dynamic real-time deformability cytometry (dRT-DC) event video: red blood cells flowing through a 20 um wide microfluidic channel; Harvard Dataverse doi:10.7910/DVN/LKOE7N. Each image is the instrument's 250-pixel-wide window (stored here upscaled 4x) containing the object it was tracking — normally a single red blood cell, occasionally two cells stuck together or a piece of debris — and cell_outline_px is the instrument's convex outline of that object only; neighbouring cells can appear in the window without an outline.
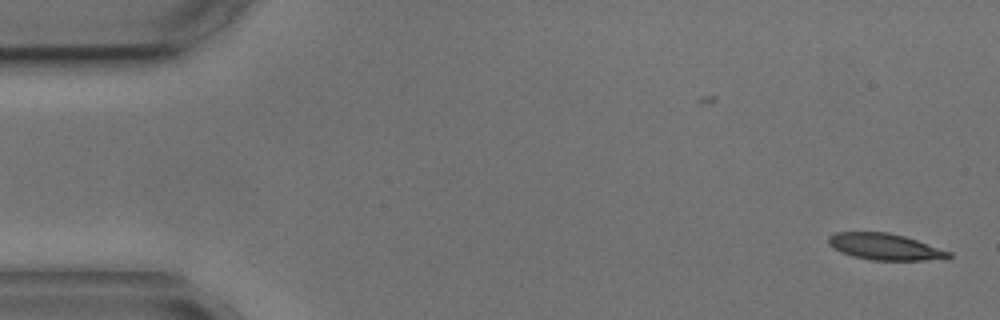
{"species": "common noctule bat (a hibernating species)", "species_latin": "Nyctalus noctula", "temperature_condition": "cold", "stored_images_in_passage": 6, "camera_frame_rate_fps": 3000, "um_per_image_px": 0.085, "animal": {"sex": "male", "body_mass_g": 17.9, "forearm_length_mm": 54.2}, "frame": {"image": 1, "passage_image": 1, "time_ms": 0.0, "image_size_px": [1000, 320], "cell_outline_px": [[952, 256], [924, 260], [872, 260], [852, 256], [840, 252], [828, 244], [828, 236], [836, 232], [888, 232], [904, 236], [952, 252]], "centroid_in_image_um": [75.16, 20.96], "position_along_channel_um": 9.8, "area_um2": 18.32}}
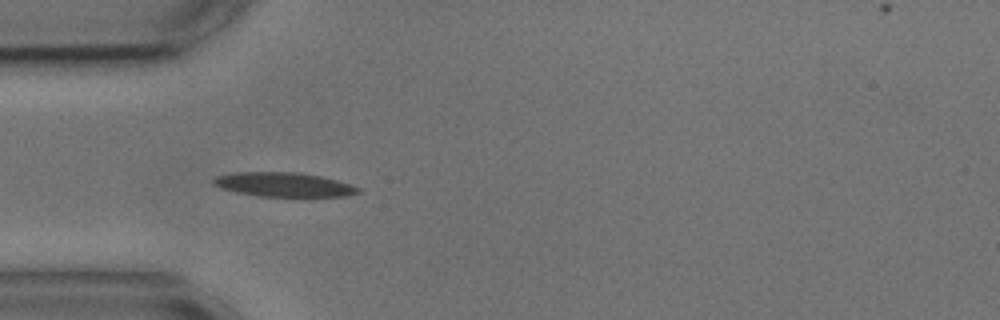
{"frame": {"image": 2, "passage_image": 5, "time_ms": 4.667, "image_size_px": [1000, 320], "cell_outline_px": [[360, 192], [348, 196], [304, 200], [260, 196], [236, 192], [220, 188], [212, 184], [212, 180], [216, 176], [232, 172], [296, 172], [320, 176], [336, 180], [360, 188]], "centroid_in_image_um": [24.17, 15.75], "position_along_channel_um": 60.8, "area_um2": 21.62}}